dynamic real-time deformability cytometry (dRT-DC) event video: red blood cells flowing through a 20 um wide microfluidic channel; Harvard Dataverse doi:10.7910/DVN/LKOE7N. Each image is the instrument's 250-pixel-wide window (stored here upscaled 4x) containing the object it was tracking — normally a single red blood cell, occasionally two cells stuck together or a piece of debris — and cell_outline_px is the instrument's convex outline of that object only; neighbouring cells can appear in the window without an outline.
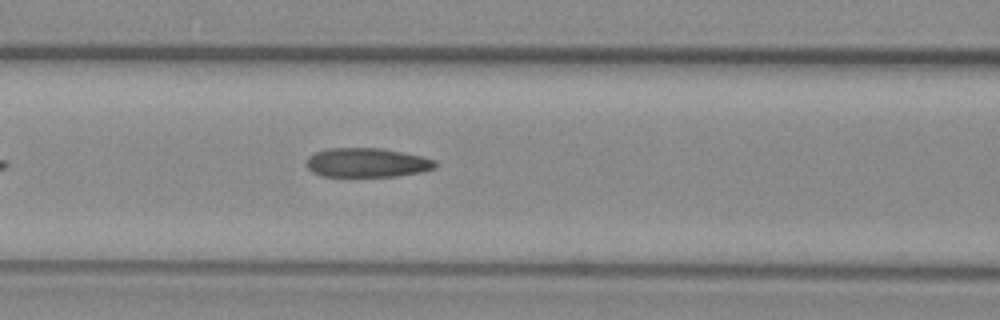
{"species": "common noctule bat (a hibernating species)", "species_latin": "Nyctalus noctula", "temperature_condition": "warm", "stored_images_in_passage": 12, "camera_frame_rate_fps": 3000, "um_per_image_px": 0.085, "animal": {"sex": "female", "body_mass_g": 29.2, "forearm_length_mm": 56.3}, "frame": {"image": 1, "passage_image": 10, "time_ms": 3.0, "image_size_px": [1000, 320], "cell_outline_px": [[436, 168], [420, 172], [396, 176], [320, 176], [312, 172], [304, 164], [308, 156], [316, 152], [328, 148], [380, 148], [420, 156], [436, 160]], "centroid_in_image_um": [31.14, 13.83], "position_along_channel_um": 135.5, "area_um2": 21.91}}